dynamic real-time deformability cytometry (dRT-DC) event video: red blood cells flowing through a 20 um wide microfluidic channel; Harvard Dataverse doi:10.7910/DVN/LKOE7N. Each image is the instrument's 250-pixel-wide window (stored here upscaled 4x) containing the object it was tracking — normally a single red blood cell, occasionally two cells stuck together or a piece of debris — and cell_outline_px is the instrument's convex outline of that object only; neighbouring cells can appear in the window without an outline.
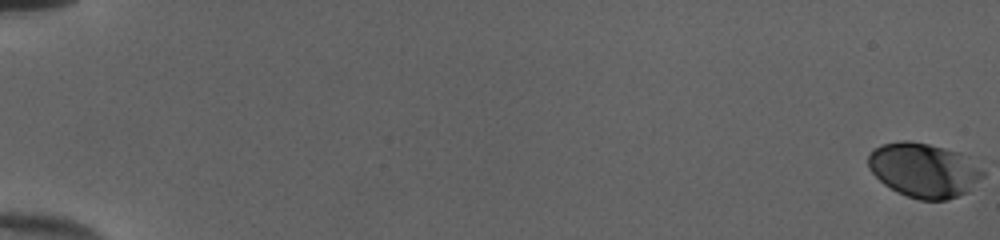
{"species": "human", "species_latin": "Homo sapiens", "temperature_condition": "cold", "stored_images_in_passage": 54, "camera_frame_rate_fps": 3000, "um_per_image_px": 0.085, "donor": {"sex": "female"}, "frame": {"image": 1, "passage_image": 1, "time_ms": 0.0, "image_size_px": [1000, 240], "cell_outline_px": [[984, 176], [968, 192], [944, 200], [920, 200], [896, 192], [884, 184], [868, 168], [868, 156], [872, 148], [880, 144], [900, 140], [908, 140], [928, 144], [960, 152], [968, 156], [984, 172]], "centroid_in_image_um": [78.51, 14.45], "position_along_channel_um": 6.5, "area_um2": 36.53}}
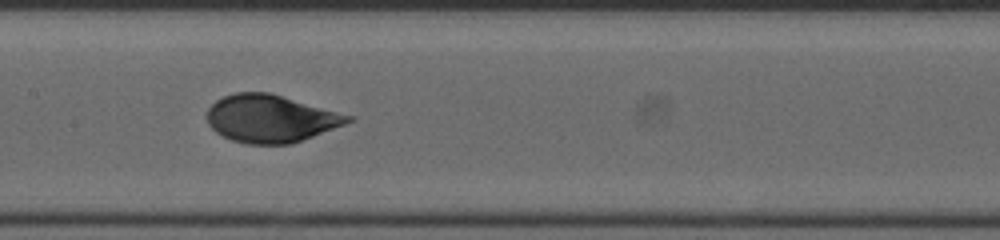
{"frame": {"image": 2, "passage_image": 30, "time_ms": 9.667, "image_size_px": [1000, 240], "cell_outline_px": [[356, 120], [292, 144], [244, 144], [232, 140], [216, 132], [208, 124], [208, 108], [216, 100], [224, 96], [236, 92], [268, 92], [356, 116]], "centroid_in_image_um": [23.05, 10.08], "position_along_channel_um": 184.4, "area_um2": 39.19}}
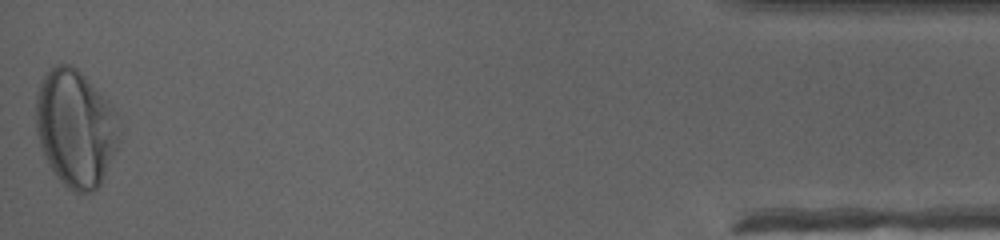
{"frame": {"image": 3, "passage_image": 54, "time_ms": 17.667, "image_size_px": [1000, 240], "cell_outline_px": [[120, 140], [100, 184], [92, 192], [72, 192], [56, 176], [48, 164], [44, 156], [36, 132], [36, 92], [44, 76], [56, 64], [68, 64], [76, 68], [108, 100], [116, 112], [120, 132]], "centroid_in_image_um": [6.42, 10.9], "position_along_channel_um": 428.8, "area_um2": 56.7}, "authors_computed_cell_mechanics": {"area_um2": 38.6971, "velocity_mm_per_s": 4.0066, "shape_relaxation_time_tau1_ms": 2.8486, "shape_relaxation_time_tau2_ms": null, "deformation_change_tau1": 0.1505, "deformation_change_tau2": null}}